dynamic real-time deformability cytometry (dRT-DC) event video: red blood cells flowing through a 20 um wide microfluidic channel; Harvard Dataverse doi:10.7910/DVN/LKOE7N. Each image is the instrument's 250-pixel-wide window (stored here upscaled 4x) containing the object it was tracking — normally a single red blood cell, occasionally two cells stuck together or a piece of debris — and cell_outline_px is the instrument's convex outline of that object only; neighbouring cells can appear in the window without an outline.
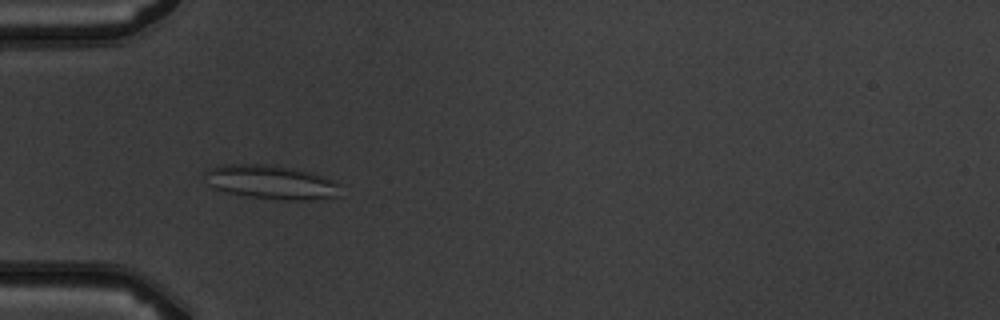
{"species": "common noctule bat (a hibernating species)", "species_latin": "Nyctalus noctula", "temperature_condition": "warm", "stored_images_in_passage": 6, "camera_frame_rate_fps": 3000, "um_per_image_px": 0.085, "animal": {"sex": "male", "body_mass_g": 19.5, "forearm_length_mm": 54.6}, "frame": {"image": 1, "passage_image": 4, "time_ms": 3.333, "image_size_px": [1000, 320], "cell_outline_px": [[340, 196], [308, 200], [280, 200], [224, 192], [212, 188], [208, 184], [204, 172], [212, 168], [224, 164], [276, 164], [312, 172], [324, 176], [340, 184]], "centroid_in_image_um": [23.08, 15.47], "position_along_channel_um": 61.9, "area_um2": 27.11}}
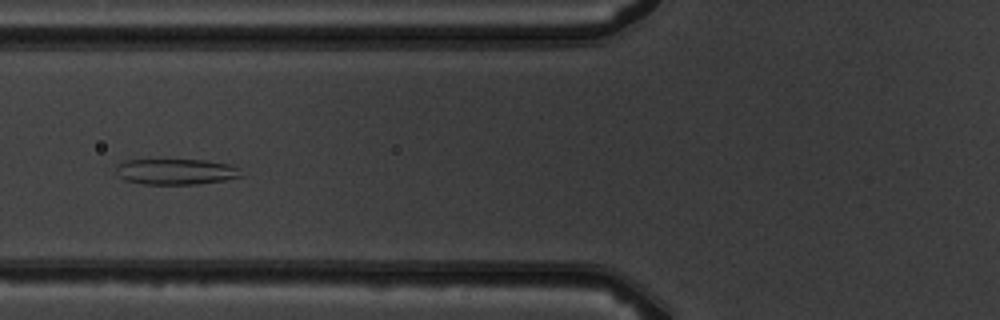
{"frame": {"image": 2, "passage_image": 5, "time_ms": 4.667, "image_size_px": [1000, 320], "cell_outline_px": [[244, 176], [224, 180], [196, 184], [144, 184], [124, 180], [116, 176], [116, 164], [128, 160], [208, 160], [232, 164]], "centroid_in_image_um": [14.93, 14.59], "position_along_channel_um": 110.9, "area_um2": 18.9}}